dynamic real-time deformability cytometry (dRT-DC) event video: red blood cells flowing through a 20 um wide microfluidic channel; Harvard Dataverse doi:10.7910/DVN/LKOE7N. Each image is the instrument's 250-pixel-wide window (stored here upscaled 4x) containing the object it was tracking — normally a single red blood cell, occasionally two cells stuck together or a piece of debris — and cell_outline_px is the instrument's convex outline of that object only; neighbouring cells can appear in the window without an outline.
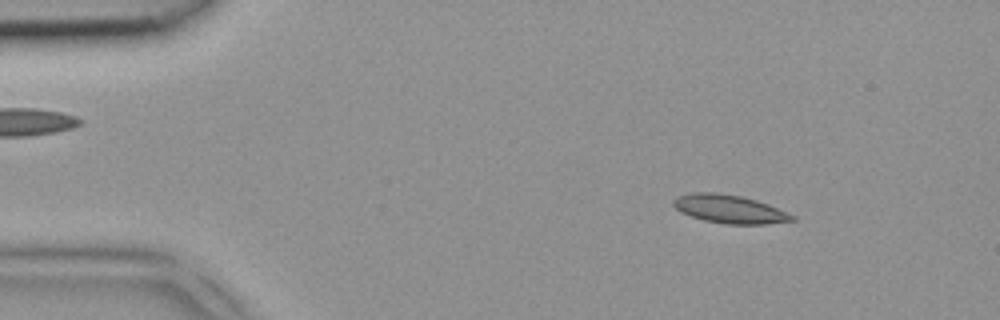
{"species": "common noctule bat (a hibernating species)", "species_latin": "Nyctalus noctula", "temperature_condition": "room temperature", "stored_images_in_passage": 3, "camera_frame_rate_fps": 3000, "um_per_image_px": 0.085, "animal": {"sex": "female", "body_mass_g": 18.4}, "frame": {"image": 1, "passage_image": 1, "time_ms": 0.0, "image_size_px": [1000, 320], "cell_outline_px": [[796, 220], [768, 224], [728, 224], [704, 220], [680, 212], [672, 204], [672, 200], [680, 196], [692, 192], [720, 192], [740, 196], [756, 200], [768, 204], [796, 216]], "centroid_in_image_um": [62.02, 17.76], "position_along_channel_um": 23.0, "area_um2": 19.59}}
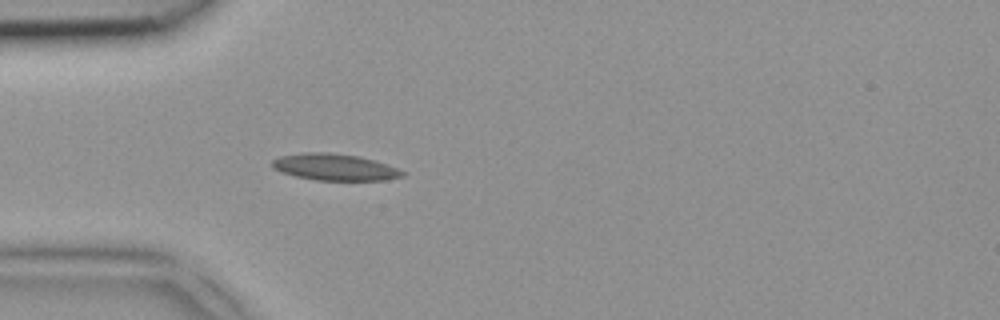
{"frame": {"image": 2, "passage_image": 3, "time_ms": 0.667, "image_size_px": [1000, 320], "cell_outline_px": [[408, 172], [404, 176], [384, 180], [316, 180], [296, 176], [280, 172], [272, 168], [272, 160], [280, 156], [304, 152], [328, 152], [360, 156], [376, 160]], "centroid_in_image_um": [28.47, 14.2], "position_along_channel_um": 56.5, "area_um2": 20.4}}